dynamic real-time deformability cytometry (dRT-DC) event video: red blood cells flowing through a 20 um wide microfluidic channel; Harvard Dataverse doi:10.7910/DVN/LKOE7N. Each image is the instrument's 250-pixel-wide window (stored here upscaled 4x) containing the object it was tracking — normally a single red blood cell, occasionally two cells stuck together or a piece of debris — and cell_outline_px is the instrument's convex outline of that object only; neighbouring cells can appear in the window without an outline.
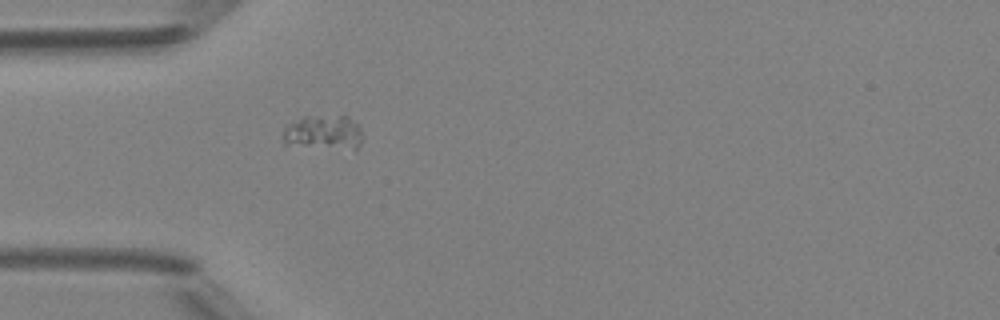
{"species": "Egyptian fruit bat (a non-hibernating species)", "species_latin": "Rousettus aegyptiacus", "temperature_condition": "room temperature", "stored_images_in_passage": 35, "camera_frame_rate_fps": 3000, "um_per_image_px": 0.085, "animal": {"sex": "female"}, "frame": {"image": 1, "passage_image": 1, "time_ms": 0.0, "image_size_px": [1000, 320], "cell_outline_px": [[364, 136], [360, 144], [356, 148], [352, 148], [284, 144], [284, 128], [288, 124], [304, 116], [348, 116], [360, 128]], "centroid_in_image_um": [27.52, 11.23], "position_along_channel_um": 57.5, "area_um2": 15.49}}
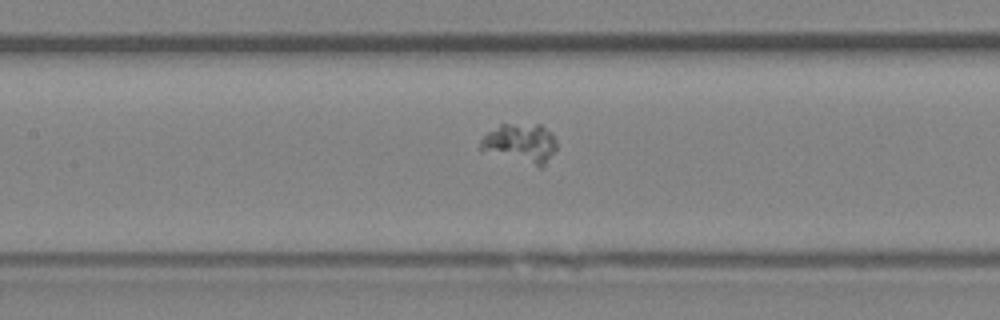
{"frame": {"image": 2, "passage_image": 9, "time_ms": 2.667, "image_size_px": [1000, 320], "cell_outline_px": [[556, 148], [544, 168], [540, 168], [480, 152], [480, 140], [488, 132], [500, 124], [540, 124], [552, 132], [556, 140]], "centroid_in_image_um": [44.23, 12.22], "position_along_channel_um": 163.2, "area_um2": 18.09}}
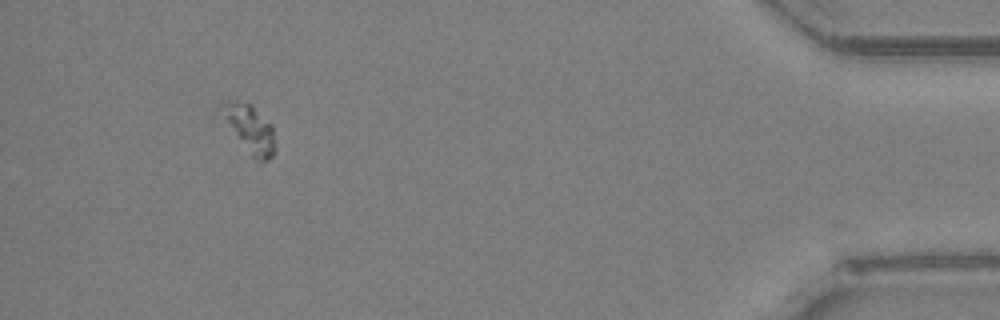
{"frame": {"image": 3, "passage_image": 32, "time_ms": 10.333, "image_size_px": [1000, 320], "cell_outline_px": [[276, 152], [268, 160], [260, 160], [252, 156], [216, 108], [220, 104], [252, 104], [272, 124], [276, 148]], "centroid_in_image_um": [21.3, 10.96], "position_along_channel_um": 413.9, "area_um2": 14.22}}